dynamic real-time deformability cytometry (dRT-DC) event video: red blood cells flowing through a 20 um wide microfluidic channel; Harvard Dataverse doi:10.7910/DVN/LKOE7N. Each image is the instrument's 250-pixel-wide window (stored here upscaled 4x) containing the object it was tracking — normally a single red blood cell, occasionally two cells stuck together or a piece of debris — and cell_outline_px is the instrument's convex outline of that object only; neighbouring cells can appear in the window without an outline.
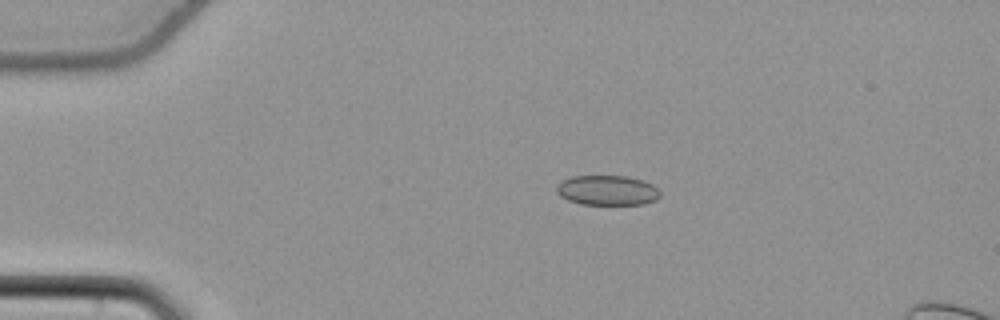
{"species": "common noctule bat (a hibernating species)", "species_latin": "Nyctalus noctula", "temperature_condition": "cold", "stored_images_in_passage": 44, "camera_frame_rate_fps": 3000, "um_per_image_px": 0.085, "animal": {"sex": "female", "body_mass_g": 22.7, "forearm_length_mm": 54.2}, "frame": {"image": 1, "passage_image": 1, "time_ms": 0.0, "image_size_px": [1000, 320], "cell_outline_px": [[660, 196], [656, 200], [644, 204], [580, 204], [568, 200], [560, 196], [556, 192], [556, 184], [572, 176], [628, 176], [644, 180], [652, 184], [660, 192]], "centroid_in_image_um": [51.62, 16.17], "position_along_channel_um": 33.4, "area_um2": 18.15}}
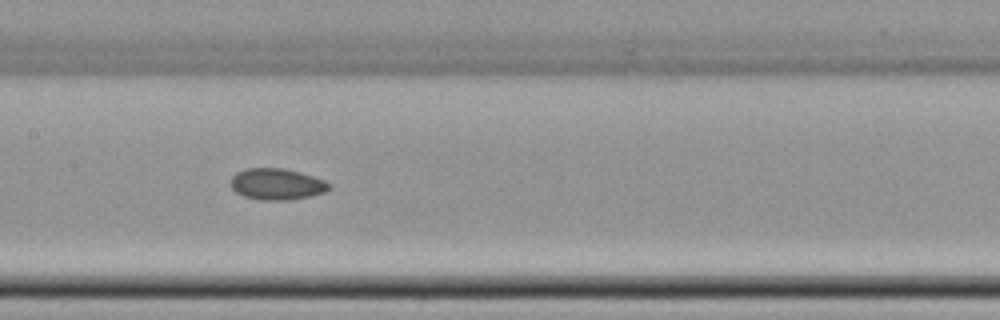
{"frame": {"image": 2, "passage_image": 17, "time_ms": 5.333, "image_size_px": [1000, 320], "cell_outline_px": [[328, 188], [324, 192], [308, 196], [288, 200], [260, 200], [244, 196], [236, 192], [232, 188], [232, 176], [236, 172], [244, 168], [284, 168], [300, 172], [324, 180], [328, 184]], "centroid_in_image_um": [23.48, 15.64], "position_along_channel_um": 183.9, "area_um2": 17.74}}
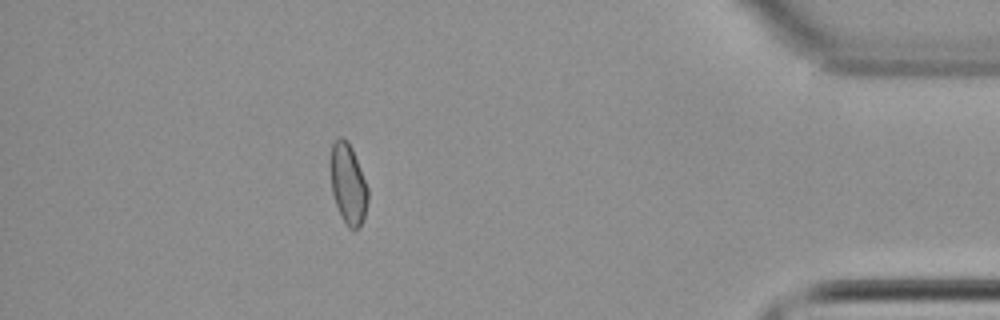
{"frame": {"image": 3, "passage_image": 38, "time_ms": 12.333, "image_size_px": [1000, 320], "cell_outline_px": [[368, 200], [364, 220], [360, 228], [352, 232], [348, 228], [336, 204], [332, 192], [328, 164], [328, 160], [332, 144], [340, 136], [348, 140], [352, 148], [368, 188]], "centroid_in_image_um": [29.57, 15.63], "position_along_channel_um": 405.6, "area_um2": 18.03}, "authors_computed_cell_mechanics": {"area_um2": 17.8891, "velocity_mm_per_s": 3.8312, "shape_relaxation_time_tau1_ms": null, "shape_relaxation_time_tau2_ms": 3.7204, "deformation_change_tau1": null, "deformation_change_tau2": 0.0647}}